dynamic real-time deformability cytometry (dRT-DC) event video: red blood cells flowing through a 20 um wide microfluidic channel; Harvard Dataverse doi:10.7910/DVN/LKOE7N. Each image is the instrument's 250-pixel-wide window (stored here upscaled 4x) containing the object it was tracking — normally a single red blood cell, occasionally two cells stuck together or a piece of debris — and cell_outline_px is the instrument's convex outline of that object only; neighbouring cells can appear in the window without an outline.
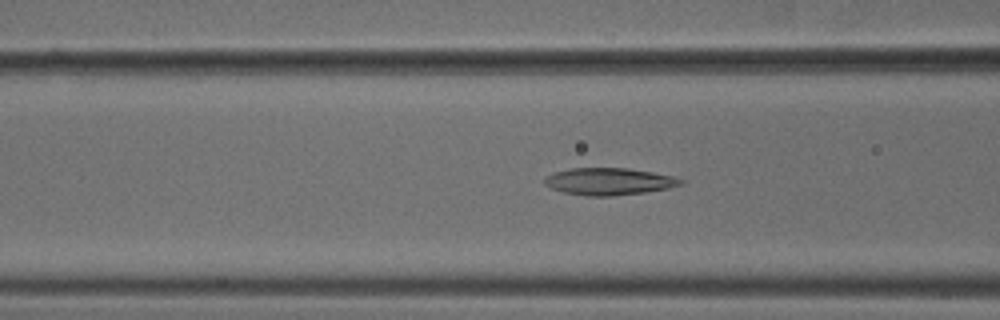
{"species": "common noctule bat (a hibernating species)", "species_latin": "Nyctalus noctula", "temperature_condition": "cold", "stored_images_in_passage": 53, "camera_frame_rate_fps": 3000, "um_per_image_px": 0.085, "animal": {"sex": "male", "body_mass_g": 18.8}, "frame": {"image": 1, "passage_image": 21, "time_ms": 6.667, "image_size_px": [1000, 320], "cell_outline_px": [[684, 184], [668, 188], [644, 192], [616, 196], [584, 196], [564, 192], [552, 188], [544, 184], [544, 180], [548, 176], [556, 172], [572, 168], [628, 168], [652, 172], [672, 176], [684, 180]], "centroid_in_image_um": [51.79, 15.43], "position_along_channel_um": 114.8, "area_um2": 21.39}}
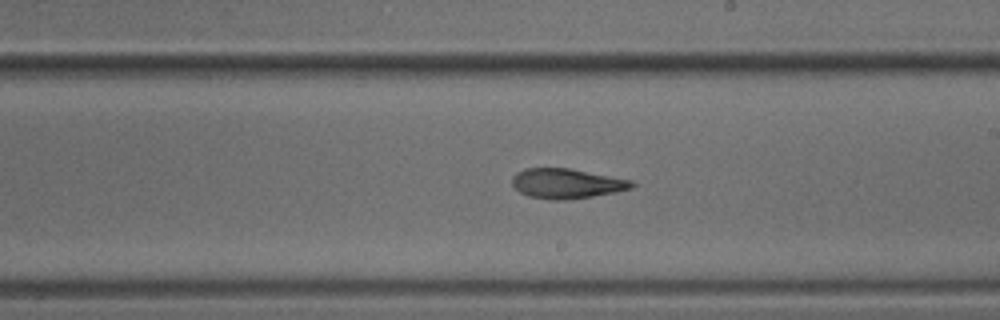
{"frame": {"image": 2, "passage_image": 31, "time_ms": 10.0, "image_size_px": [1000, 320], "cell_outline_px": [[636, 184], [632, 188], [616, 192], [592, 196], [564, 200], [552, 200], [528, 196], [520, 192], [512, 184], [512, 176], [516, 172], [524, 168], [568, 168], [632, 180]], "centroid_in_image_um": [48.15, 15.59], "position_along_channel_um": 240.9, "area_um2": 20.81}}
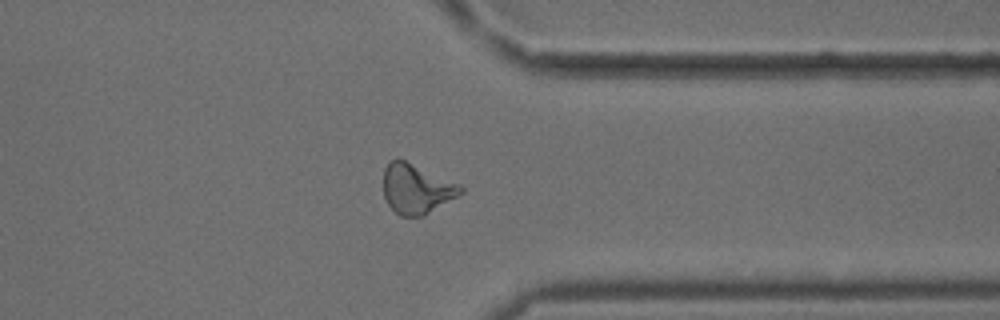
{"frame": {"image": 3, "passage_image": 42, "time_ms": 13.667, "image_size_px": [1000, 320], "cell_outline_px": [[464, 192], [460, 196], [424, 216], [400, 216], [388, 204], [384, 196], [384, 168], [392, 160], [404, 160], [460, 184], [464, 188]], "centroid_in_image_um": [35.44, 16.08], "position_along_channel_um": 376.0, "area_um2": 22.31}, "authors_computed_cell_mechanics": {"area_um2": 21.675, "velocity_mm_per_s": 3.7698, "shape_relaxation_time_tau1_ms": 8.5417, "shape_relaxation_time_tau2_ms": 3.0428, "deformation_change_tau1": 0.2278, "deformation_change_tau2": 0.1185}}